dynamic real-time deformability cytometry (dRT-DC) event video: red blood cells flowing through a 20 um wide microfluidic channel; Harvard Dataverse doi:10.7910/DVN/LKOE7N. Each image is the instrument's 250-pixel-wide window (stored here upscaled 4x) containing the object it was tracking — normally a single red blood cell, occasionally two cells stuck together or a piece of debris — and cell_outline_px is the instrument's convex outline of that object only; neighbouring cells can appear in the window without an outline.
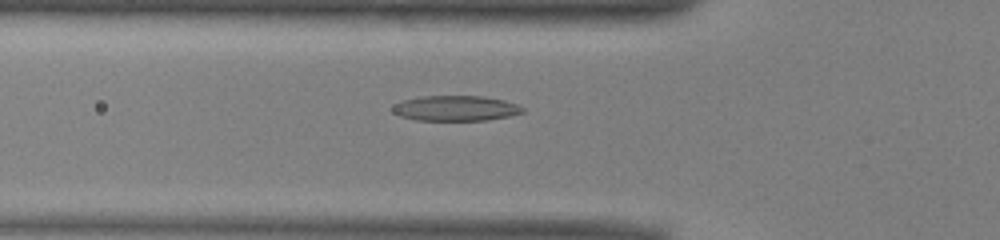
{"species": "common noctule bat (a hibernating species)", "species_latin": "Nyctalus noctula", "temperature_condition": "warm", "stored_images_in_passage": 51, "camera_frame_rate_fps": 3000, "um_per_image_px": 0.085, "animal": {"sex": "male", "body_mass_g": 13.0, "forearm_length_mm": 53.1}, "frame": {"image": 1, "passage_image": 17, "time_ms": 5.333, "image_size_px": [1000, 240], "cell_outline_px": [[524, 112], [508, 116], [488, 120], [416, 120], [400, 116], [392, 112], [392, 108], [396, 104], [404, 100], [424, 96], [484, 96], [504, 100], [516, 104], [524, 108]], "centroid_in_image_um": [38.74, 9.2], "position_along_channel_um": 87.1, "area_um2": 19.02}}
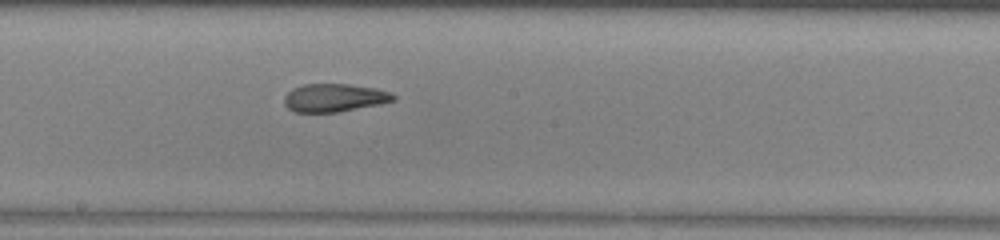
{"frame": {"image": 2, "passage_image": 27, "time_ms": 8.667, "image_size_px": [1000, 240], "cell_outline_px": [[396, 100], [380, 104], [340, 112], [292, 112], [284, 104], [284, 96], [292, 88], [304, 84], [348, 84], [376, 88], [392, 92], [396, 96]], "centroid_in_image_um": [28.43, 8.31], "position_along_channel_um": 219.8, "area_um2": 18.09}}
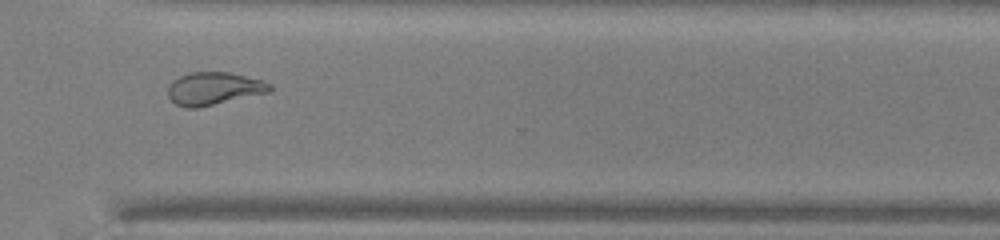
{"frame": {"image": 3, "passage_image": 37, "time_ms": 12.0, "image_size_px": [1000, 240], "cell_outline_px": [[272, 92], [196, 108], [184, 108], [176, 104], [168, 96], [168, 88], [172, 80], [180, 76], [192, 72], [228, 72], [264, 80], [272, 84]], "centroid_in_image_um": [18.21, 7.53], "position_along_channel_um": 352.4, "area_um2": 19.59}, "authors_computed_cell_mechanics": {"area_um2": 20.23, "velocity_mm_per_s": 3.9751, "shape_relaxation_time_tau1_ms": null, "shape_relaxation_time_tau2_ms": 2.4748, "deformation_change_tau1": null, "deformation_change_tau2": 0.1087}}